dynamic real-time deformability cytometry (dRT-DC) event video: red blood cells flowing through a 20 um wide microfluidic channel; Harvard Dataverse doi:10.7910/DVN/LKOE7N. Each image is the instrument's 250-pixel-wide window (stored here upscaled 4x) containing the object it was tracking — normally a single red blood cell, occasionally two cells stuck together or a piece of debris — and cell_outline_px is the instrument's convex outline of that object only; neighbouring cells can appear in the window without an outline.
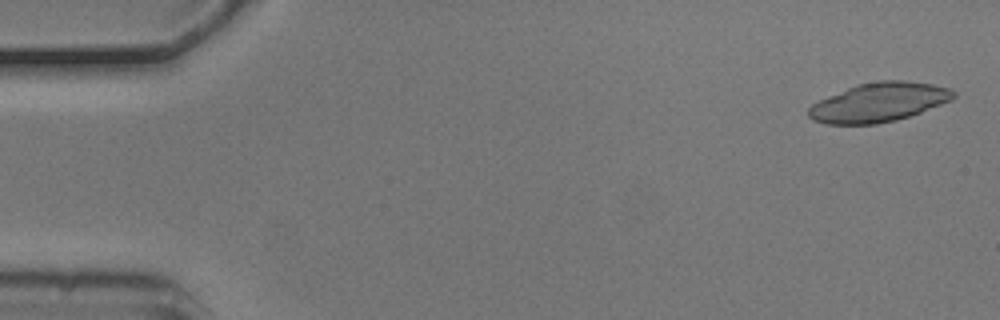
{"species": "common noctule bat (a hibernating species)", "species_latin": "Nyctalus noctula", "temperature_condition": "cold", "stored_images_in_passage": 5, "camera_frame_rate_fps": 3000, "um_per_image_px": 0.085, "animal": {"sex": "male", "body_mass_g": 20.5, "forearm_length_mm": 52.5}, "frame": {"image": 1, "passage_image": 1, "time_ms": 0.0, "image_size_px": [1000, 320], "cell_outline_px": [[956, 96], [952, 100], [920, 112], [896, 120], [876, 124], [828, 124], [812, 120], [808, 116], [808, 108], [812, 104], [820, 100], [856, 84], [880, 80], [904, 80], [932, 84], [952, 88], [956, 92]], "centroid_in_image_um": [74.72, 8.69], "position_along_channel_um": 10.3, "area_um2": 33.0}}